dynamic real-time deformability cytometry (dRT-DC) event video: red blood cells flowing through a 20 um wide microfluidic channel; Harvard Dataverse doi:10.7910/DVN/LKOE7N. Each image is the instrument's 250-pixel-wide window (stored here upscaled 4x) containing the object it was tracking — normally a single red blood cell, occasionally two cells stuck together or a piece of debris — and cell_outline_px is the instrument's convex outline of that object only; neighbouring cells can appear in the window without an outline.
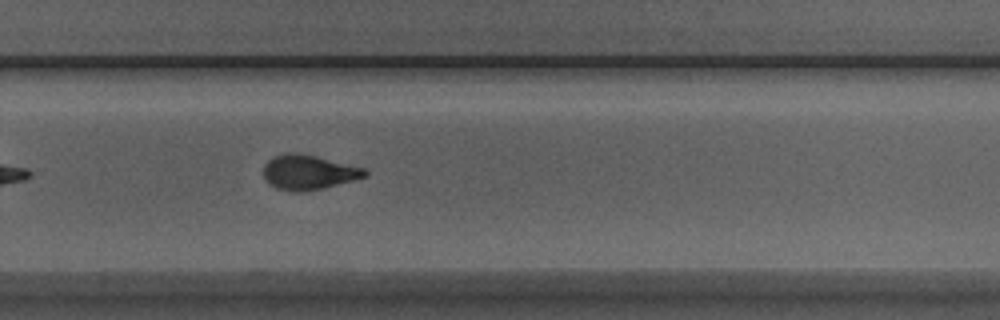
{"species": "Egyptian fruit bat (a non-hibernating species)", "species_latin": "Rousettus aegyptiacus", "temperature_condition": "room temperature", "stored_images_in_passage": 24, "camera_frame_rate_fps": 3000, "um_per_image_px": 0.085, "animal": {"sex": "male"}, "frame": {"image": 1, "passage_image": 21, "time_ms": 6.667, "image_size_px": [1000, 320], "cell_outline_px": [[368, 176], [324, 188], [304, 192], [292, 192], [276, 188], [268, 184], [264, 176], [264, 164], [272, 156], [284, 152], [292, 152], [312, 156], [364, 168], [368, 172]], "centroid_in_image_um": [26.18, 14.66], "position_along_channel_um": 303.6, "area_um2": 20.46}}